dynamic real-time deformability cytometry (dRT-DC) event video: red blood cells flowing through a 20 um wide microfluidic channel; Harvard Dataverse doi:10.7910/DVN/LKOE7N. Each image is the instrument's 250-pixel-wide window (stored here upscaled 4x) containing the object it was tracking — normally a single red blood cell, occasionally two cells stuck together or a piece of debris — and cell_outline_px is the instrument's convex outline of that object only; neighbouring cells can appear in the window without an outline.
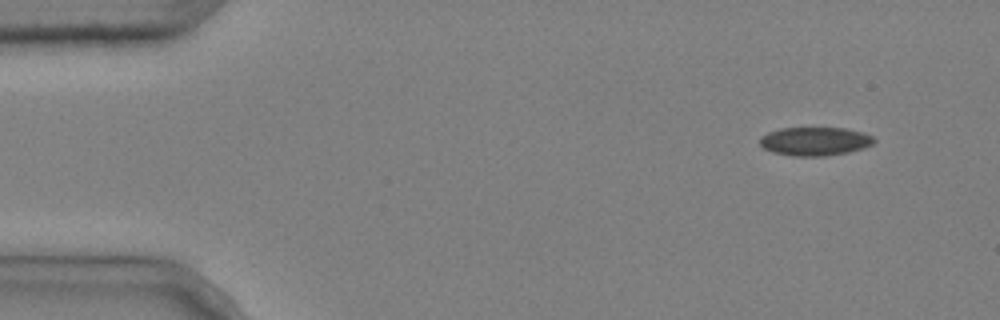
{"species": "common noctule bat (a hibernating species)", "species_latin": "Nyctalus noctula", "temperature_condition": "cold", "stored_images_in_passage": 4, "camera_frame_rate_fps": 3000, "um_per_image_px": 0.085, "animal": {"sex": "male", "body_mass_g": 20.4}, "frame": {"image": 1, "passage_image": 1, "time_ms": 0.0, "image_size_px": [1000, 320], "cell_outline_px": [[876, 140], [872, 144], [864, 148], [848, 152], [824, 156], [792, 156], [772, 152], [764, 148], [760, 144], [760, 136], [768, 132], [780, 128], [844, 128], [864, 132], [872, 136]], "centroid_in_image_um": [69.26, 12.01], "position_along_channel_um": 15.7, "area_um2": 19.07}}
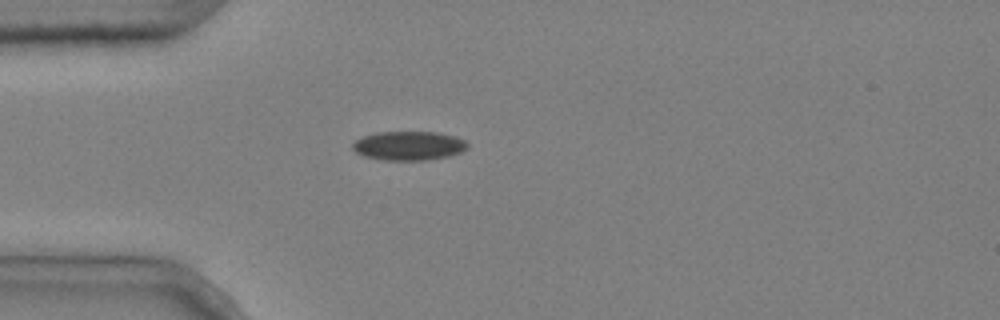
{"frame": {"image": 2, "passage_image": 4, "time_ms": 1.0, "image_size_px": [1000, 320], "cell_outline_px": [[468, 148], [460, 152], [448, 156], [424, 160], [380, 160], [364, 156], [356, 152], [352, 148], [352, 144], [356, 140], [364, 136], [376, 132], [436, 132], [456, 136], [464, 140], [468, 144]], "centroid_in_image_um": [34.74, 12.38], "position_along_channel_um": 50.3, "area_um2": 19.42}}